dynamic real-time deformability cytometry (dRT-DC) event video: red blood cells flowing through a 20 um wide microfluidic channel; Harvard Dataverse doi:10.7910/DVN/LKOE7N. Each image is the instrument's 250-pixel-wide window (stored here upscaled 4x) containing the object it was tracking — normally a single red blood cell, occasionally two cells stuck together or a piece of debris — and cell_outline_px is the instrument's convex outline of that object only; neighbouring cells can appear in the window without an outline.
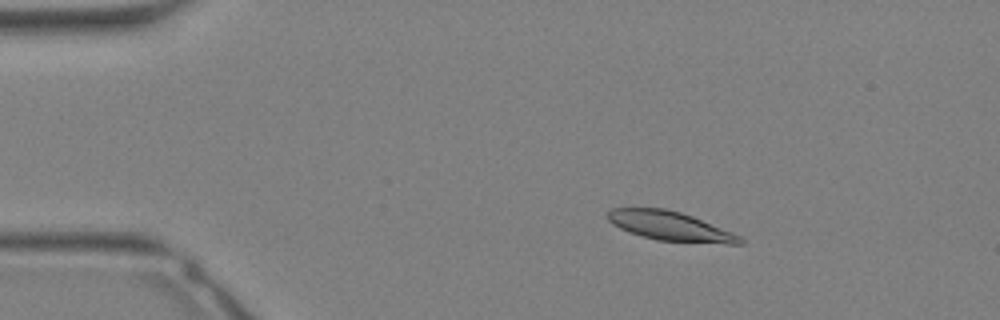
{"species": "Egyptian fruit bat (a non-hibernating species)", "species_latin": "Rousettus aegyptiacus", "temperature_condition": "warm", "stored_images_in_passage": 29, "camera_frame_rate_fps": 3000, "um_per_image_px": 0.085, "animal": {"sex": "female"}, "frame": {"image": 1, "passage_image": 1, "time_ms": 0.0, "image_size_px": [1000, 320], "cell_outline_px": [[744, 244], [728, 244], [656, 240], [628, 232], [612, 224], [608, 220], [608, 212], [612, 208], [664, 208], [680, 212], [692, 216], [732, 232], [740, 236], [744, 240]], "centroid_in_image_um": [56.97, 19.22], "position_along_channel_um": 28.0, "area_um2": 22.43}}
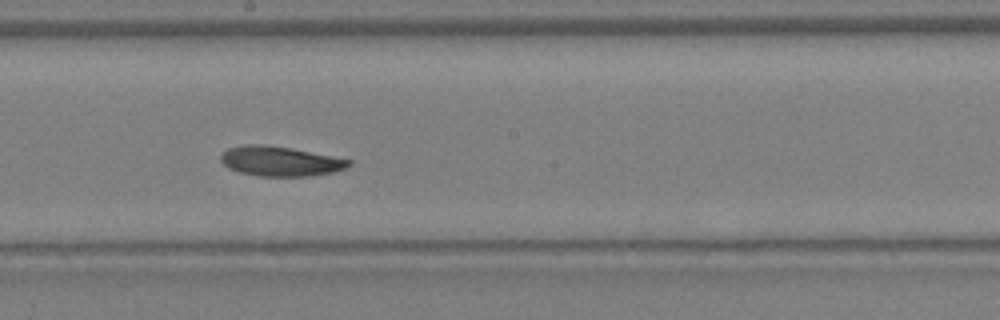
{"frame": {"image": 2, "passage_image": 14, "time_ms": 4.333, "image_size_px": [1000, 320], "cell_outline_px": [[352, 164], [344, 168], [332, 172], [312, 176], [260, 176], [240, 172], [228, 168], [220, 160], [220, 156], [228, 148], [244, 144], [260, 144], [292, 148], [352, 160]], "centroid_in_image_um": [23.81, 13.7], "position_along_channel_um": 224.4, "area_um2": 22.14}}
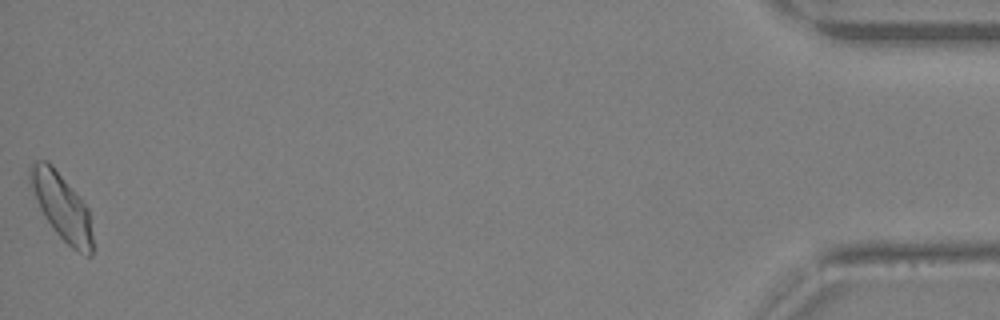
{"frame": {"image": 3, "passage_image": 29, "time_ms": 9.333, "image_size_px": [1000, 320], "cell_outline_px": [[92, 256], [88, 256], [72, 248], [56, 232], [44, 216], [40, 208], [28, 180], [28, 168], [32, 160], [48, 160], [52, 164], [88, 208], [92, 236]], "centroid_in_image_um": [5.2, 17.5], "position_along_channel_um": 430.0, "area_um2": 23.93}}